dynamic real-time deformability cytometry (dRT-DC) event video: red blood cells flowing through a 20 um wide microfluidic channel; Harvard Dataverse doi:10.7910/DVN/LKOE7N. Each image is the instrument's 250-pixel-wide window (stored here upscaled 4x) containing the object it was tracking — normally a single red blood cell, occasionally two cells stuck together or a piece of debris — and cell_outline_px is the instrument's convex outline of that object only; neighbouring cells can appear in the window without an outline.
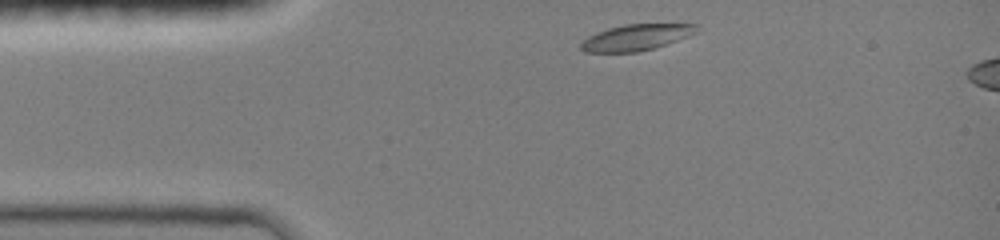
{"species": "common noctule bat (a hibernating species)", "species_latin": "Nyctalus noctula", "temperature_condition": "room temperature", "stored_images_in_passage": 4, "camera_frame_rate_fps": 3000, "um_per_image_px": 0.085, "animal": {"sex": "female", "body_mass_g": 19.0, "forearm_length_mm": 51.5}, "frame": {"image": 1, "passage_image": 1, "time_ms": 0.0, "image_size_px": [1000, 240], "cell_outline_px": [[696, 32], [688, 36], [652, 48], [636, 52], [584, 52], [580, 48], [580, 44], [588, 36], [596, 32], [608, 28], [624, 24], [696, 24]], "centroid_in_image_um": [54.0, 3.17], "position_along_channel_um": 31.0, "area_um2": 17.28}}